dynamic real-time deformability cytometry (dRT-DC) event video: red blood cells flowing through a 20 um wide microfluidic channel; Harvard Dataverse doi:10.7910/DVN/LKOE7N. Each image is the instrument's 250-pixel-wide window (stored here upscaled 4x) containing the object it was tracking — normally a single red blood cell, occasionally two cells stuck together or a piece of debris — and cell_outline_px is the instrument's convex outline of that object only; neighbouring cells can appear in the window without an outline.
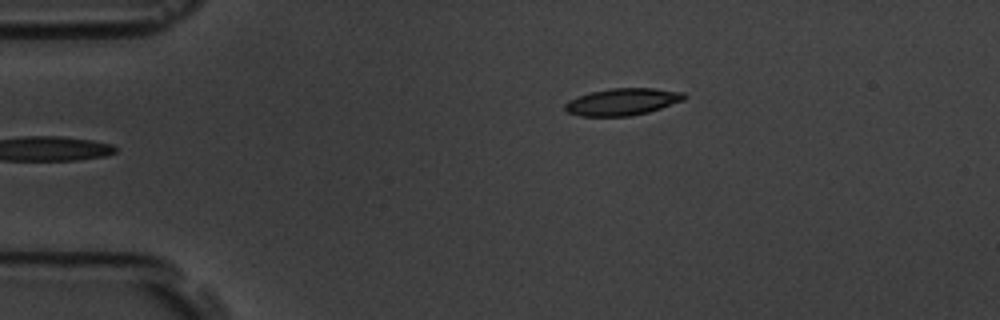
{"species": "common noctule bat (a hibernating species)", "species_latin": "Nyctalus noctula", "temperature_condition": "room temperature", "stored_images_in_passage": 5, "camera_frame_rate_fps": 3000, "um_per_image_px": 0.085, "animal": {"sex": "male", "body_mass_g": 19.5, "forearm_length_mm": 54.6}, "frame": {"image": 1, "passage_image": 5, "time_ms": 5.667, "image_size_px": [1000, 320], "cell_outline_px": [[688, 96], [684, 100], [648, 112], [628, 116], [580, 116], [568, 112], [564, 108], [564, 104], [568, 100], [592, 92], [612, 88], [656, 88], [684, 92]], "centroid_in_image_um": [52.93, 8.65], "position_along_channel_um": 32.1, "area_um2": 18.67}}